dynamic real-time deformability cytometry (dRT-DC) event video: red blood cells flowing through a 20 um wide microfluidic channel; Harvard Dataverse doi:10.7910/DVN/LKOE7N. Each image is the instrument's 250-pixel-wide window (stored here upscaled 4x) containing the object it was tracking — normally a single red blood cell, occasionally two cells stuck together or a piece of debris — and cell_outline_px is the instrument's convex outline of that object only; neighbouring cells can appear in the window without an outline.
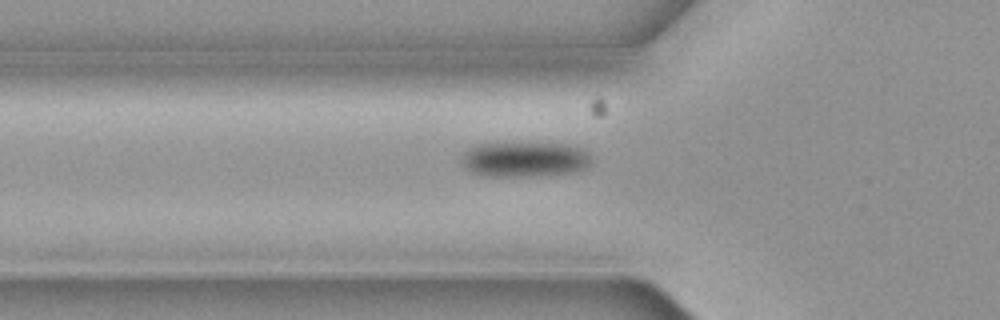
{"species": "common noctule bat (a hibernating species)", "species_latin": "Nyctalus noctula", "temperature_condition": "cold", "stored_images_in_passage": 7, "camera_frame_rate_fps": 3000, "um_per_image_px": 0.085, "animal": {"sex": "female", "body_mass_g": 19.3, "forearm_length_mm": 54.1}, "frame": {"image": 1, "passage_image": 7, "time_ms": 2.0, "image_size_px": [1000, 320], "cell_outline_px": [[588, 164], [584, 168], [572, 172], [532, 176], [484, 176], [472, 172], [464, 168], [464, 152], [468, 148], [476, 144], [564, 144], [580, 148], [588, 152]], "centroid_in_image_um": [44.55, 13.56], "position_along_channel_um": 81.3, "area_um2": 25.89}}